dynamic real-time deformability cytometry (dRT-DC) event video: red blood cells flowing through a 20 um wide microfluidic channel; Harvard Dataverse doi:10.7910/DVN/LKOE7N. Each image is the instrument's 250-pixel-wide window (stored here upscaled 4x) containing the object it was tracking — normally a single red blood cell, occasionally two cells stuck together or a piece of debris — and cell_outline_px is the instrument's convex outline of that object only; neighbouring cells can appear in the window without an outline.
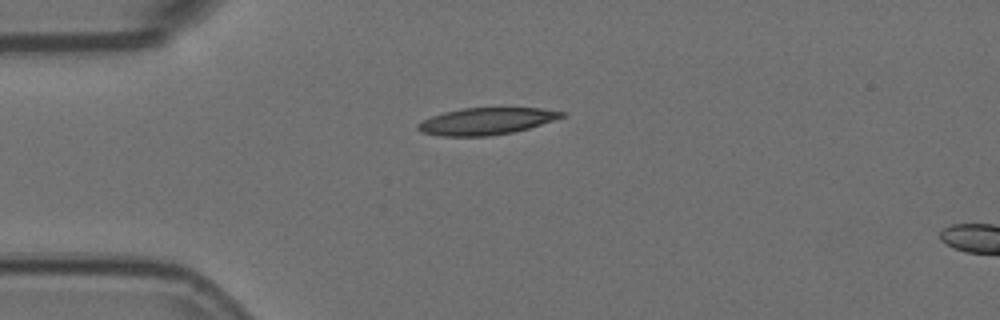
{"species": "Egyptian fruit bat (a non-hibernating species)", "species_latin": "Rousettus aegyptiacus", "temperature_condition": "room temperature", "stored_images_in_passage": 3, "camera_frame_rate_fps": 3000, "um_per_image_px": 0.085, "animal": {"sex": "female"}, "frame": {"image": 1, "passage_image": 1, "time_ms": 0.0, "image_size_px": [1000, 320], "cell_outline_px": [[568, 112], [564, 116], [528, 128], [512, 132], [488, 136], [440, 136], [420, 132], [416, 128], [416, 124], [432, 116], [444, 112], [464, 108], [540, 108]], "centroid_in_image_um": [41.3, 10.3], "position_along_channel_um": 43.7, "area_um2": 22.37}}
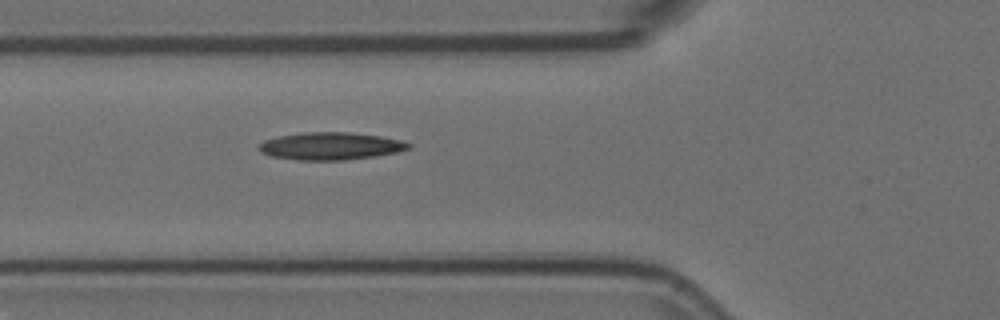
{"frame": {"image": 2, "passage_image": 3, "time_ms": 0.667, "image_size_px": [1000, 320], "cell_outline_px": [[412, 148], [400, 152], [376, 156], [344, 160], [296, 160], [272, 156], [260, 152], [256, 148], [264, 140], [280, 136], [304, 132], [348, 132], [380, 136], [400, 140], [412, 144]], "centroid_in_image_um": [28.12, 12.42], "position_along_channel_um": 97.7, "area_um2": 24.1}}